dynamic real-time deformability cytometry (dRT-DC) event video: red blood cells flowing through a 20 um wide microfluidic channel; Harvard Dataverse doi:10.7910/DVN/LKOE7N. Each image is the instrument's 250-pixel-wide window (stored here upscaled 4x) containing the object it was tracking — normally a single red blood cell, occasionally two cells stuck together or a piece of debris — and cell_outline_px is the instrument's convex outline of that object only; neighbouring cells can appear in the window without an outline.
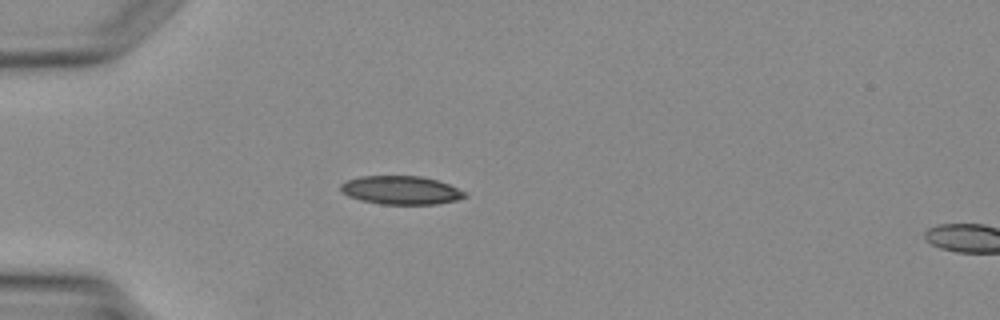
{"species": "Egyptian fruit bat (a non-hibernating species)", "species_latin": "Rousettus aegyptiacus", "temperature_condition": "warm", "stored_images_in_passage": 2, "segment_of_instrument_passage": [1, 2], "camera_frame_rate_fps": 3000, "um_per_image_px": 0.085, "animal": {"sex": "female"}, "frame": {"image": 1, "passage_image": 1, "time_ms": 0.0, "image_size_px": [1000, 320], "cell_outline_px": [[468, 196], [456, 200], [436, 204], [380, 204], [360, 200], [348, 196], [340, 188], [340, 184], [348, 180], [360, 176], [420, 176], [436, 180], [448, 184], [468, 192]], "centroid_in_image_um": [34.11, 16.17], "position_along_channel_um": 50.9, "area_um2": 20.58}}